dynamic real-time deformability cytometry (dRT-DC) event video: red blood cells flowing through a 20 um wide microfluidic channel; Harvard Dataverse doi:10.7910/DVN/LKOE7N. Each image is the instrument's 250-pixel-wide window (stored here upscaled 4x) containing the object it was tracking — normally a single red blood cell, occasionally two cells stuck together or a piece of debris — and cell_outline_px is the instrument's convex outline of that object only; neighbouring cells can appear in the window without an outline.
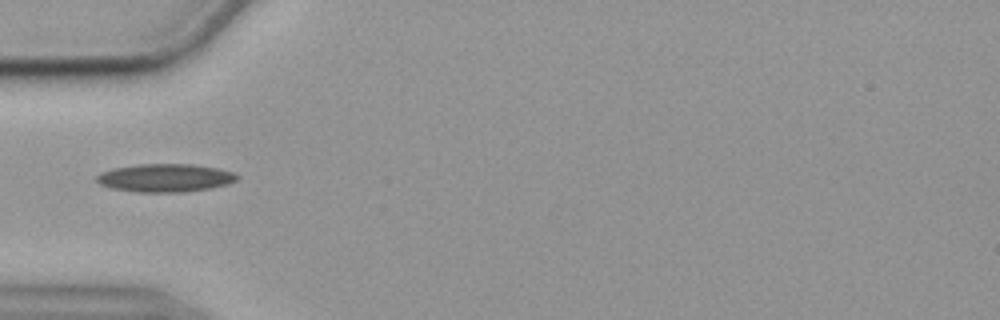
{"species": "common noctule bat (a hibernating species)", "species_latin": "Nyctalus noctula", "temperature_condition": "cold", "stored_images_in_passage": 39, "camera_frame_rate_fps": 3000, "um_per_image_px": 0.085, "animal": {"sex": "female", "body_mass_g": 19.9}, "frame": {"image": 1, "passage_image": 1, "time_ms": 0.0, "image_size_px": [1000, 320], "cell_outline_px": [[240, 176], [236, 180], [228, 184], [208, 188], [184, 192], [136, 192], [112, 188], [100, 184], [96, 180], [96, 176], [100, 172], [112, 168], [140, 164], [192, 164], [220, 168], [232, 172]], "centroid_in_image_um": [14.03, 15.11], "position_along_channel_um": 71.0, "area_um2": 23.06}}
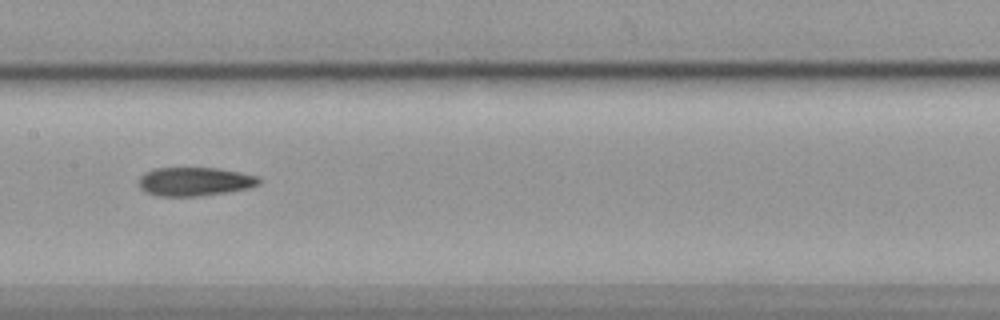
{"frame": {"image": 2, "passage_image": 11, "time_ms": 3.333, "image_size_px": [1000, 320], "cell_outline_px": [[260, 184], [248, 188], [228, 192], [200, 196], [156, 196], [144, 192], [136, 184], [140, 176], [144, 172], [152, 168], [216, 168], [240, 172], [260, 176]], "centroid_in_image_um": [16.5, 15.43], "position_along_channel_um": 190.9, "area_um2": 20.46}}
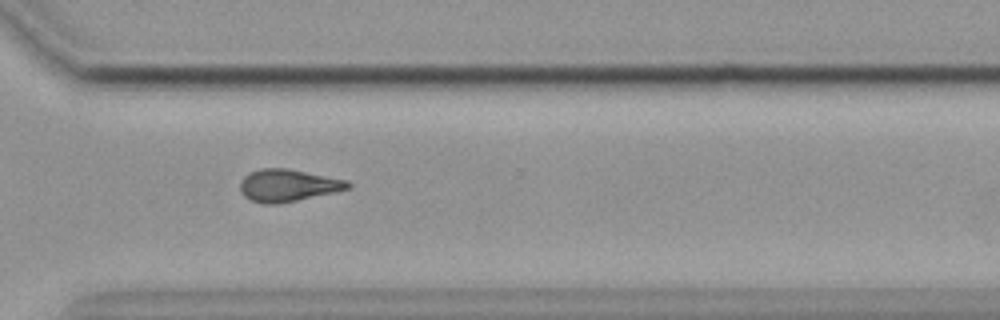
{"frame": {"image": 3, "passage_image": 24, "time_ms": 7.667, "image_size_px": [1000, 320], "cell_outline_px": [[352, 188], [336, 192], [276, 204], [264, 204], [252, 200], [244, 196], [240, 192], [240, 180], [248, 172], [260, 168], [288, 168], [348, 180], [352, 184]], "centroid_in_image_um": [24.48, 15.74], "position_along_channel_um": 346.1, "area_um2": 20.46}, "authors_computed_cell_mechanics": {"area_um2": 20.0566, "velocity_mm_per_s": 3.5826, "shape_relaxation_time_tau1_ms": null, "shape_relaxation_time_tau2_ms": 8.3079, "deformation_change_tau1": null, "deformation_change_tau2": 0.1895}}